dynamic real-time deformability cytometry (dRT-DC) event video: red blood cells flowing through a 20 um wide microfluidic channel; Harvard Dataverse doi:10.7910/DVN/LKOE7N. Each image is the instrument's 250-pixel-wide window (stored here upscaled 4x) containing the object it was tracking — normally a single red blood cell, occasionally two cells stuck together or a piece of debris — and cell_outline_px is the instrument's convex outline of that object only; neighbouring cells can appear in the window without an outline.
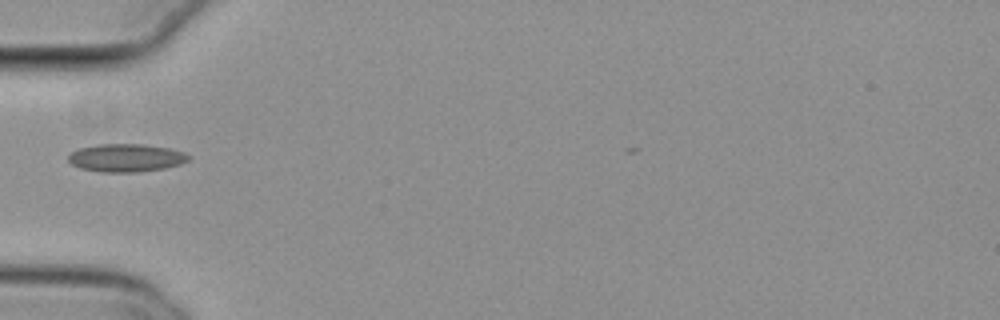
{"species": "common noctule bat (a hibernating species)", "species_latin": "Nyctalus noctula", "temperature_condition": "cold", "stored_images_in_passage": 29, "camera_frame_rate_fps": 3000, "um_per_image_px": 0.085, "animal": {"sex": "female", "body_mass_g": 29.2, "forearm_length_mm": 56.3}, "frame": {"image": 1, "passage_image": 1, "time_ms": 0.0, "image_size_px": [1000, 320], "cell_outline_px": [[192, 156], [188, 160], [180, 164], [164, 168], [136, 172], [100, 172], [80, 168], [72, 164], [68, 160], [68, 156], [72, 152], [80, 148], [100, 144], [140, 144], [168, 148], [184, 152]], "centroid_in_image_um": [10.72, 13.42], "position_along_channel_um": 74.3, "area_um2": 19.48}}
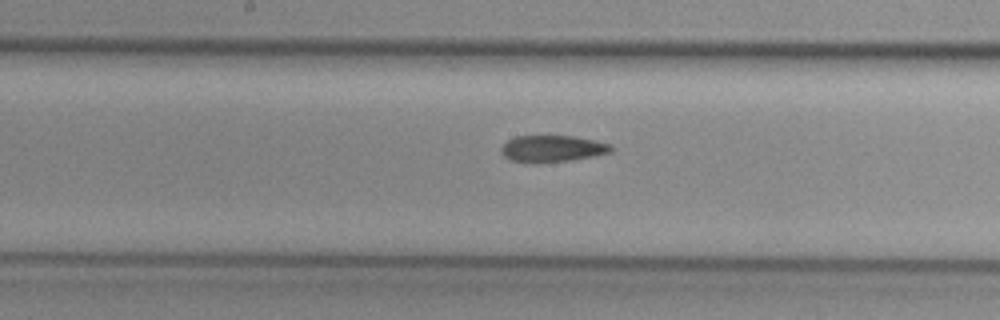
{"frame": {"image": 2, "passage_image": 11, "time_ms": 3.333, "image_size_px": [1000, 320], "cell_outline_px": [[616, 148], [612, 152], [572, 160], [536, 164], [532, 164], [512, 160], [504, 156], [500, 152], [500, 148], [508, 140], [516, 136], [576, 136], [596, 140], [612, 144]], "centroid_in_image_um": [46.98, 12.64], "position_along_channel_um": 201.2, "area_um2": 17.46}}
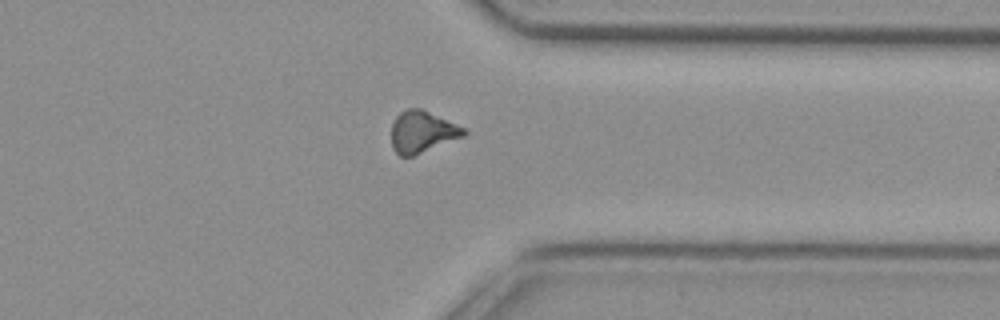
{"frame": {"image": 3, "passage_image": 25, "time_ms": 8.0, "image_size_px": [1000, 320], "cell_outline_px": [[468, 132], [464, 136], [412, 156], [400, 156], [392, 148], [392, 124], [396, 116], [400, 112], [408, 108], [420, 108], [464, 128]], "centroid_in_image_um": [35.86, 11.21], "position_along_channel_um": 375.5, "area_um2": 17.28}, "authors_computed_cell_mechanics": {"area_um2": 17.4556, "velocity_mm_per_s": 3.7928, "shape_relaxation_time_tau1_ms": null, "shape_relaxation_time_tau2_ms": 6.5932, "deformation_change_tau1": null, "deformation_change_tau2": 0.1373}}